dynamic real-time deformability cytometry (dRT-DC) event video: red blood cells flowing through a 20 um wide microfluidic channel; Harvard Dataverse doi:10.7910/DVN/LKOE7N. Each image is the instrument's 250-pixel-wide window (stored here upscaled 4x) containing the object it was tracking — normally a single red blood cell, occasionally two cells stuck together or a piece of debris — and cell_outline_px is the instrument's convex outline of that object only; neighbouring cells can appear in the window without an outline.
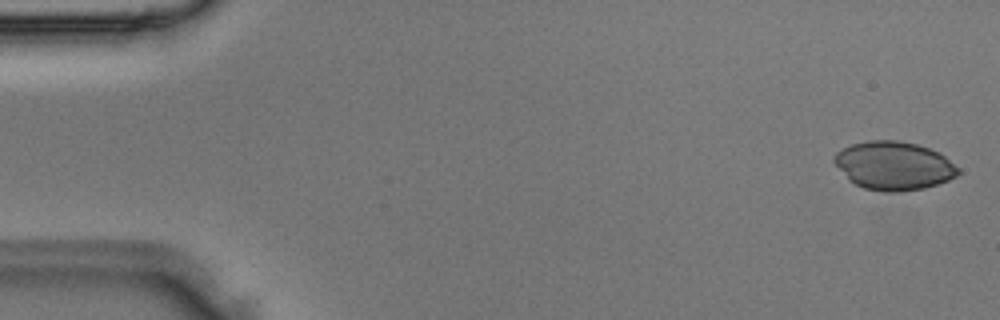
{"species": "Egyptian fruit bat (a non-hibernating species)", "species_latin": "Rousettus aegyptiacus", "temperature_condition": "room temperature", "stored_images_in_passage": 47, "camera_frame_rate_fps": 3000, "um_per_image_px": 0.085, "animal": {"sex": "male"}, "frame": {"image": 1, "passage_image": 1, "time_ms": 0.0, "image_size_px": [1000, 320], "cell_outline_px": [[960, 172], [956, 176], [948, 180], [924, 188], [900, 192], [884, 192], [864, 188], [848, 180], [832, 160], [836, 152], [852, 144], [868, 140], [900, 140], [916, 144], [928, 148], [944, 156], [960, 168]], "centroid_in_image_um": [75.96, 14.09], "position_along_channel_um": 9.0, "area_um2": 34.97}}